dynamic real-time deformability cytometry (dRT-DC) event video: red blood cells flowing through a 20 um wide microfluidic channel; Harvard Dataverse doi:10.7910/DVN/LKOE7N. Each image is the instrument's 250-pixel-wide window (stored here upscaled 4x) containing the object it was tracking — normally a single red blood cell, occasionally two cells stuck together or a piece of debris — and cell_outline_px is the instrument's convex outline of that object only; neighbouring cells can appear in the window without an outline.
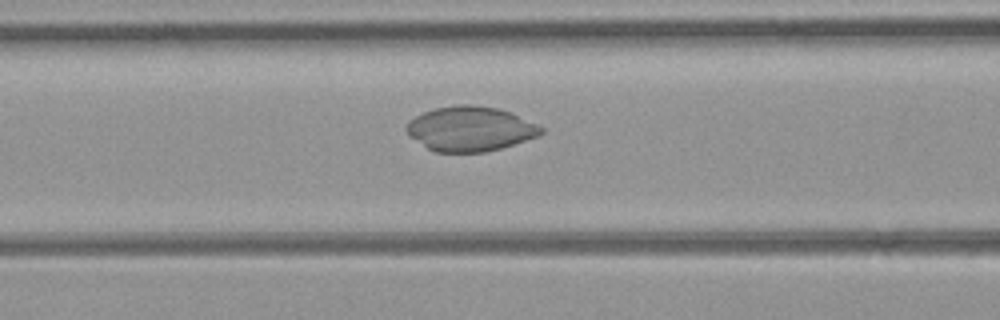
{"species": "common noctule bat (a hibernating species)", "species_latin": "Nyctalus noctula", "temperature_condition": "room temperature", "stored_images_in_passage": 32, "camera_frame_rate_fps": 3000, "um_per_image_px": 0.085, "animal": {"sex": "female", "body_mass_g": 21.9}, "frame": {"image": 1, "passage_image": 7, "time_ms": 2.0, "image_size_px": [1000, 320], "cell_outline_px": [[544, 132], [540, 136], [500, 148], [484, 152], [436, 152], [428, 148], [412, 136], [404, 128], [416, 116], [424, 112], [436, 108], [460, 104], [472, 104], [496, 108], [512, 112], [544, 128]], "centroid_in_image_um": [40.02, 10.94], "position_along_channel_um": 126.6, "area_um2": 34.74}}
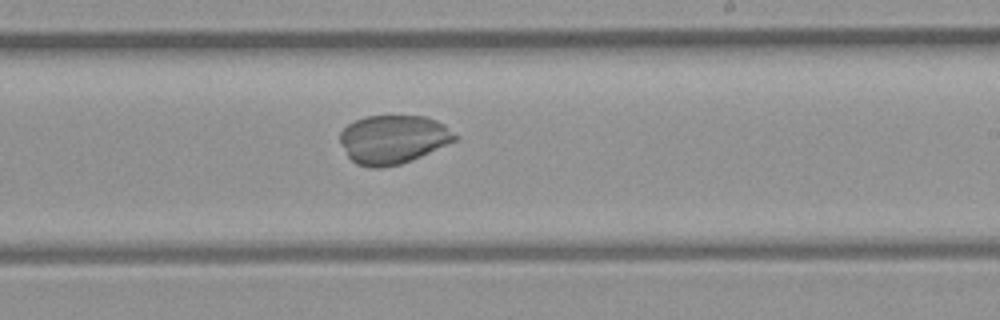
{"frame": {"image": 2, "passage_image": 16, "time_ms": 5.0, "image_size_px": [1000, 320], "cell_outline_px": [[460, 136], [456, 140], [412, 160], [400, 164], [380, 168], [368, 168], [356, 164], [348, 156], [340, 144], [340, 132], [348, 124], [364, 116], [424, 116], [436, 120], [444, 124]], "centroid_in_image_um": [33.41, 11.85], "position_along_channel_um": 255.6, "area_um2": 32.71}}
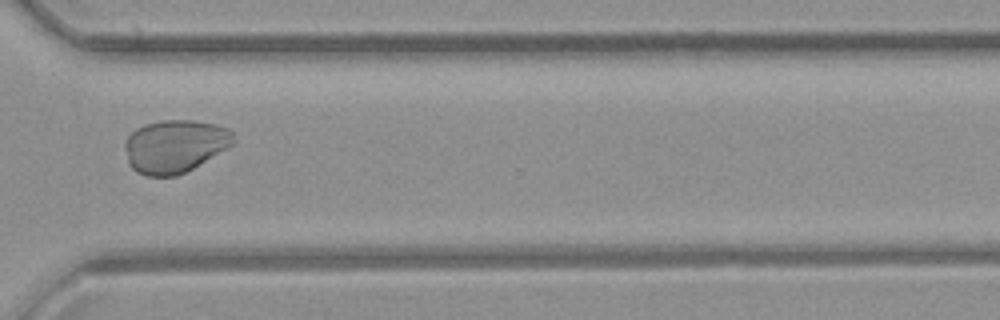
{"frame": {"image": 3, "passage_image": 23, "time_ms": 7.333, "image_size_px": [1000, 320], "cell_outline_px": [[232, 144], [192, 168], [176, 176], [148, 176], [136, 172], [128, 164], [124, 148], [124, 144], [128, 136], [136, 128], [144, 124], [160, 120], [192, 120], [216, 124], [228, 128], [232, 132]], "centroid_in_image_um": [14.79, 12.41], "position_along_channel_um": 355.8, "area_um2": 33.23}}